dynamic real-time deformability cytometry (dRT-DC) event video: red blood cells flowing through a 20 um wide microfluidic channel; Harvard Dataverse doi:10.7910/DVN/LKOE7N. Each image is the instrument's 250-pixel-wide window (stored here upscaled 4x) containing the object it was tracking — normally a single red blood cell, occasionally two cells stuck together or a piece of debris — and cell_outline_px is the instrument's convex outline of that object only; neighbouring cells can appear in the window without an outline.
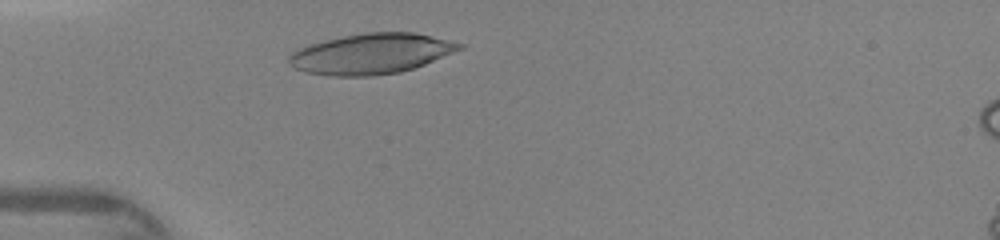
{"species": "human", "species_latin": "Homo sapiens", "temperature_condition": "warm", "stored_images_in_passage": 29, "camera_frame_rate_fps": 3000, "um_per_image_px": 0.085, "donor": {"sex": "female"}, "frame": {"image": 1, "passage_image": 4, "time_ms": 1.0, "image_size_px": [1000, 240], "cell_outline_px": [[464, 48], [424, 64], [400, 72], [372, 76], [332, 76], [304, 72], [288, 64], [288, 56], [292, 52], [300, 48], [324, 40], [364, 32], [416, 32], [464, 44]], "centroid_in_image_um": [31.54, 4.57], "position_along_channel_um": 53.5, "area_um2": 40.06}}
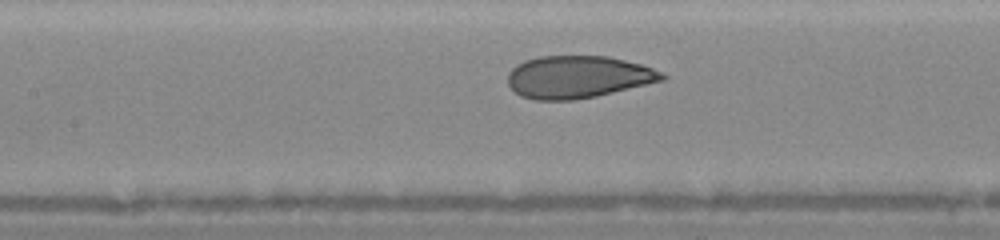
{"frame": {"image": 2, "passage_image": 12, "time_ms": 3.667, "image_size_px": [1000, 240], "cell_outline_px": [[668, 76], [664, 80], [596, 96], [572, 100], [532, 100], [520, 96], [508, 84], [508, 72], [516, 64], [524, 60], [540, 56], [608, 56], [640, 64], [652, 68]], "centroid_in_image_um": [49.09, 6.54], "position_along_channel_um": 158.3, "area_um2": 38.03}}
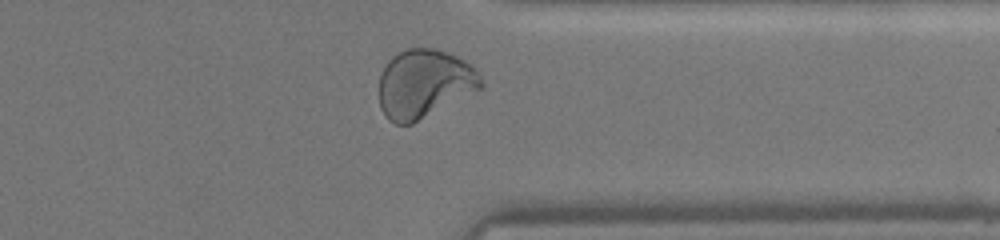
{"frame": {"image": 3, "passage_image": 27, "time_ms": 8.667, "image_size_px": [1000, 240], "cell_outline_px": [[484, 88], [412, 124], [396, 124], [388, 120], [380, 108], [380, 76], [388, 60], [392, 56], [408, 48], [436, 48], [448, 52], [472, 64], [480, 72], [484, 80]], "centroid_in_image_um": [36.12, 7.11], "position_along_channel_um": 375.3, "area_um2": 41.27}}